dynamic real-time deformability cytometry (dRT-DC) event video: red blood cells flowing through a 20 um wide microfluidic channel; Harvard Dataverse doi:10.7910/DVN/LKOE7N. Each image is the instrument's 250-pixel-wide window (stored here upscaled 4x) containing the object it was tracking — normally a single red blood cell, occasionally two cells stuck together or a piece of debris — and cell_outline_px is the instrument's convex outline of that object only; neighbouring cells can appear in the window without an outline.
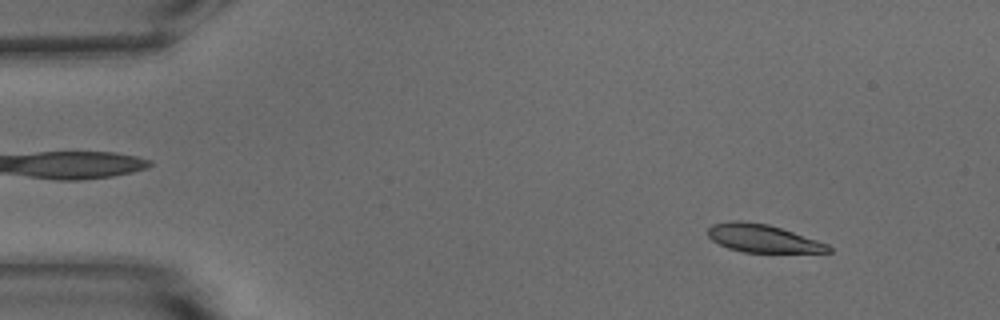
{"species": "common noctule bat (a hibernating species)", "species_latin": "Nyctalus noctula", "temperature_condition": "warm", "stored_images_in_passage": 37, "camera_frame_rate_fps": 3000, "um_per_image_px": 0.085, "animal": {"sex": "male", "body_mass_g": 15.6}, "frame": {"image": 1, "passage_image": 6, "time_ms": 1.667, "image_size_px": [1000, 320], "cell_outline_px": [[832, 252], [744, 252], [728, 248], [712, 240], [708, 236], [708, 228], [712, 224], [736, 220], [768, 224], [828, 244], [832, 248]], "centroid_in_image_um": [64.81, 20.26], "position_along_channel_um": 20.2, "area_um2": 19.31}}
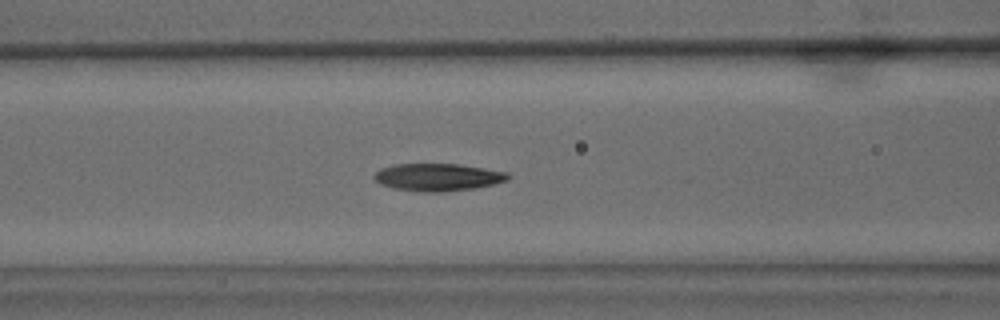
{"frame": {"image": 2, "passage_image": 22, "time_ms": 7.0, "image_size_px": [1000, 320], "cell_outline_px": [[512, 176], [508, 180], [492, 184], [472, 188], [444, 192], [420, 192], [396, 188], [380, 184], [372, 176], [380, 168], [392, 164], [456, 164], [484, 168], [508, 172]], "centroid_in_image_um": [37.21, 15.05], "position_along_channel_um": 129.4, "area_um2": 21.39}}
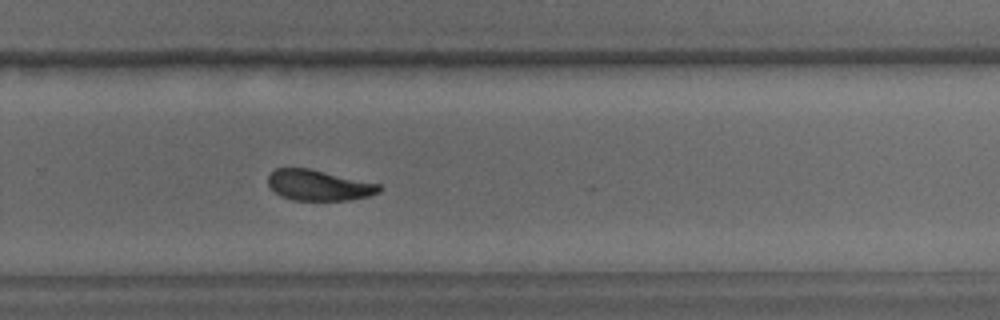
{"frame": {"image": 3, "passage_image": 36, "time_ms": 11.667, "image_size_px": [1000, 320], "cell_outline_px": [[384, 188], [380, 192], [368, 196], [352, 200], [292, 200], [280, 196], [268, 184], [268, 176], [276, 168], [308, 168], [380, 184]], "centroid_in_image_um": [27.12, 15.75], "position_along_channel_um": 302.7, "area_um2": 19.83}}